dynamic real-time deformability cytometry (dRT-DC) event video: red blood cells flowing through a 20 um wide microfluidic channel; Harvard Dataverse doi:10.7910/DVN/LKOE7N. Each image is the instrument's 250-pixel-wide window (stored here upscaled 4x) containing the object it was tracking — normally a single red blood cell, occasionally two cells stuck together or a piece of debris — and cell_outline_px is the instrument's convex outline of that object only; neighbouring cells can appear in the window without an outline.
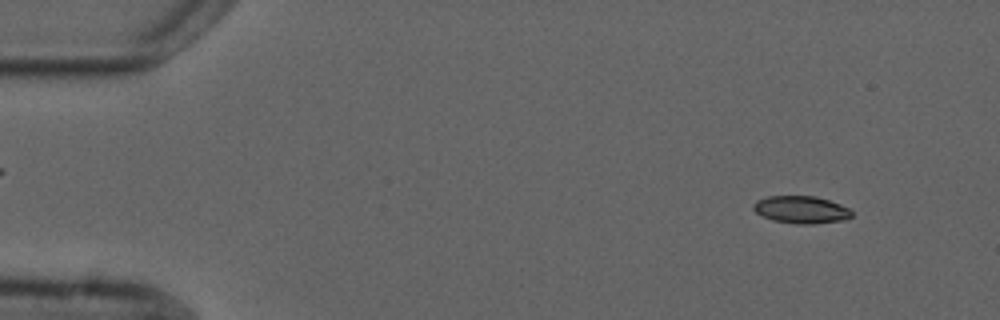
{"species": "common noctule bat (a hibernating species)", "species_latin": "Nyctalus noctula", "temperature_condition": "cold", "stored_images_in_passage": 5, "camera_frame_rate_fps": 3000, "um_per_image_px": 0.085, "animal": {"sex": "male", "forearm_length_mm": 52.5}, "frame": {"image": 1, "passage_image": 1, "time_ms": 0.0, "image_size_px": [1000, 320], "cell_outline_px": [[852, 216], [840, 220], [812, 224], [796, 224], [772, 220], [756, 212], [752, 208], [752, 204], [756, 200], [768, 196], [816, 196], [840, 204], [848, 208], [852, 212]], "centroid_in_image_um": [68.06, 17.81], "position_along_channel_um": 16.9, "area_um2": 15.61}}
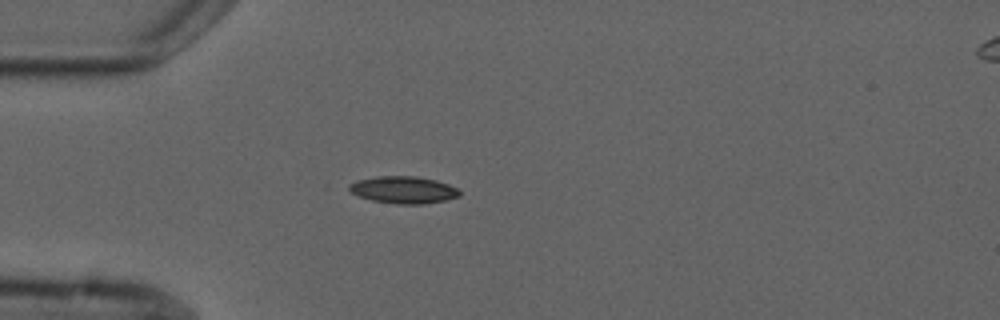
{"frame": {"image": 2, "passage_image": 4, "time_ms": 3.333, "image_size_px": [1000, 320], "cell_outline_px": [[460, 196], [444, 200], [424, 204], [396, 204], [372, 200], [360, 196], [344, 188], [348, 184], [356, 180], [376, 176], [416, 176], [436, 180], [448, 184], [456, 188], [460, 192]], "centroid_in_image_um": [34.25, 16.13], "position_along_channel_um": 50.8, "area_um2": 17.51}}